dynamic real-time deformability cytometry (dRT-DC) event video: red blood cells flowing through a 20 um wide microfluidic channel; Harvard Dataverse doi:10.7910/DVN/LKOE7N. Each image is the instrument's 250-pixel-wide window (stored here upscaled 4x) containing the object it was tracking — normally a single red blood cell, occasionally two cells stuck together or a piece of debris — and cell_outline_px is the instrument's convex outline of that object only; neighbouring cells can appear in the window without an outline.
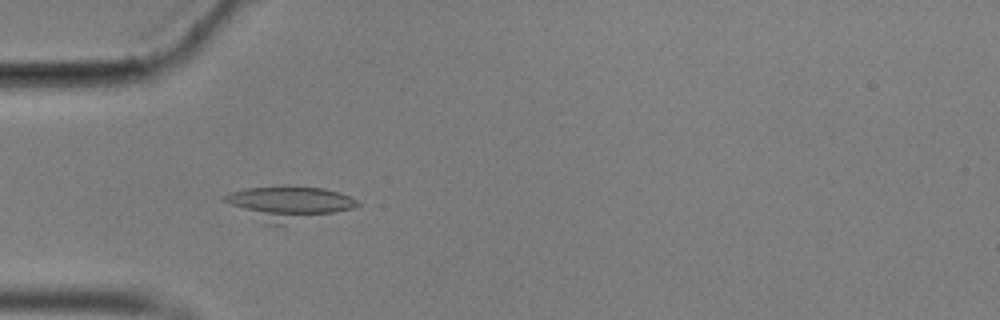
{"species": "common noctule bat (a hibernating species)", "species_latin": "Nyctalus noctula", "temperature_condition": "cold", "stored_images_in_passage": 42, "camera_frame_rate_fps": 3000, "um_per_image_px": 0.085, "animal": {"sex": "male", "body_mass_g": 17.9}, "frame": {"image": 1, "passage_image": 16, "time_ms": 5.0, "image_size_px": [1000, 320], "cell_outline_px": [[360, 204], [352, 208], [284, 228], [280, 228], [264, 224], [224, 200], [224, 196], [228, 192], [244, 188], [324, 188], [348, 196], [356, 200]], "centroid_in_image_um": [24.55, 17.37], "position_along_channel_um": 60.5, "area_um2": 26.18}}
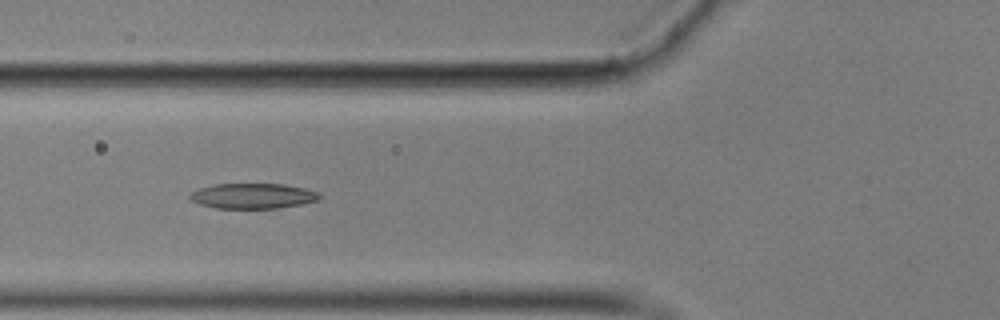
{"frame": {"image": 2, "passage_image": 20, "time_ms": 6.333, "image_size_px": [1000, 320], "cell_outline_px": [[320, 200], [300, 204], [276, 208], [216, 208], [200, 204], [192, 200], [188, 196], [192, 192], [200, 188], [216, 184], [284, 184], [304, 188], [320, 192]], "centroid_in_image_um": [21.52, 16.65], "position_along_channel_um": 104.3, "area_um2": 18.96}}
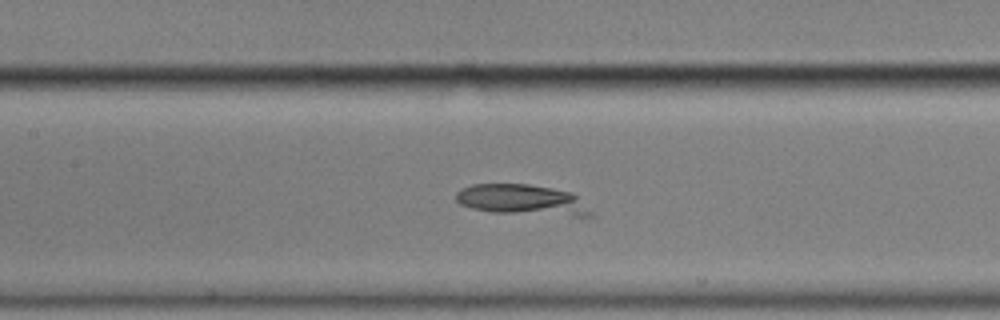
{"frame": {"image": 3, "passage_image": 25, "time_ms": 8.0, "image_size_px": [1000, 320], "cell_outline_px": [[596, 216], [572, 216], [492, 212], [472, 208], [460, 204], [456, 200], [456, 192], [460, 188], [472, 184], [528, 184], [552, 188], [572, 192]], "centroid_in_image_um": [44.36, 16.99], "position_along_channel_um": 163.0, "area_um2": 24.04}}